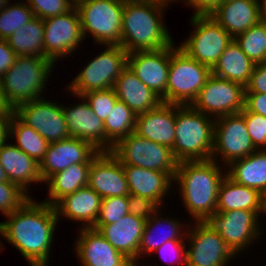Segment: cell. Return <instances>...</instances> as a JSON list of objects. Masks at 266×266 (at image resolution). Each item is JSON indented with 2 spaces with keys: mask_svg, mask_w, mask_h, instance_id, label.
I'll return each mask as SVG.
<instances>
[{
  "mask_svg": "<svg viewBox=\"0 0 266 266\" xmlns=\"http://www.w3.org/2000/svg\"><path fill=\"white\" fill-rule=\"evenodd\" d=\"M262 214L266 215V191L262 194Z\"/></svg>",
  "mask_w": 266,
  "mask_h": 266,
  "instance_id": "cell-55",
  "label": "cell"
},
{
  "mask_svg": "<svg viewBox=\"0 0 266 266\" xmlns=\"http://www.w3.org/2000/svg\"><path fill=\"white\" fill-rule=\"evenodd\" d=\"M146 220L128 214L113 224L95 225L102 236L134 266L138 265V248Z\"/></svg>",
  "mask_w": 266,
  "mask_h": 266,
  "instance_id": "cell-23",
  "label": "cell"
},
{
  "mask_svg": "<svg viewBox=\"0 0 266 266\" xmlns=\"http://www.w3.org/2000/svg\"><path fill=\"white\" fill-rule=\"evenodd\" d=\"M260 214L262 215V211L232 210L215 213L209 222L239 257L240 252L250 249L263 235V230L259 227Z\"/></svg>",
  "mask_w": 266,
  "mask_h": 266,
  "instance_id": "cell-14",
  "label": "cell"
},
{
  "mask_svg": "<svg viewBox=\"0 0 266 266\" xmlns=\"http://www.w3.org/2000/svg\"><path fill=\"white\" fill-rule=\"evenodd\" d=\"M245 93L266 94V61L255 64L248 84L245 86Z\"/></svg>",
  "mask_w": 266,
  "mask_h": 266,
  "instance_id": "cell-46",
  "label": "cell"
},
{
  "mask_svg": "<svg viewBox=\"0 0 266 266\" xmlns=\"http://www.w3.org/2000/svg\"><path fill=\"white\" fill-rule=\"evenodd\" d=\"M191 16L189 22L194 31L179 47L212 70L233 38L210 15Z\"/></svg>",
  "mask_w": 266,
  "mask_h": 266,
  "instance_id": "cell-11",
  "label": "cell"
},
{
  "mask_svg": "<svg viewBox=\"0 0 266 266\" xmlns=\"http://www.w3.org/2000/svg\"><path fill=\"white\" fill-rule=\"evenodd\" d=\"M75 7L84 38L90 33L88 37L94 38L95 45H121L124 8L121 0H86Z\"/></svg>",
  "mask_w": 266,
  "mask_h": 266,
  "instance_id": "cell-8",
  "label": "cell"
},
{
  "mask_svg": "<svg viewBox=\"0 0 266 266\" xmlns=\"http://www.w3.org/2000/svg\"><path fill=\"white\" fill-rule=\"evenodd\" d=\"M55 64L41 56H20L0 78L3 98L10 109L42 98ZM51 75V76H50Z\"/></svg>",
  "mask_w": 266,
  "mask_h": 266,
  "instance_id": "cell-5",
  "label": "cell"
},
{
  "mask_svg": "<svg viewBox=\"0 0 266 266\" xmlns=\"http://www.w3.org/2000/svg\"><path fill=\"white\" fill-rule=\"evenodd\" d=\"M13 113H4L0 115V145L9 138V124Z\"/></svg>",
  "mask_w": 266,
  "mask_h": 266,
  "instance_id": "cell-50",
  "label": "cell"
},
{
  "mask_svg": "<svg viewBox=\"0 0 266 266\" xmlns=\"http://www.w3.org/2000/svg\"><path fill=\"white\" fill-rule=\"evenodd\" d=\"M110 153L122 164L175 174L178 166L172 149L135 132L118 140Z\"/></svg>",
  "mask_w": 266,
  "mask_h": 266,
  "instance_id": "cell-9",
  "label": "cell"
},
{
  "mask_svg": "<svg viewBox=\"0 0 266 266\" xmlns=\"http://www.w3.org/2000/svg\"><path fill=\"white\" fill-rule=\"evenodd\" d=\"M5 181H8V178H7L6 174H5L4 169L0 165V182H5Z\"/></svg>",
  "mask_w": 266,
  "mask_h": 266,
  "instance_id": "cell-56",
  "label": "cell"
},
{
  "mask_svg": "<svg viewBox=\"0 0 266 266\" xmlns=\"http://www.w3.org/2000/svg\"><path fill=\"white\" fill-rule=\"evenodd\" d=\"M16 58V53L7 44L6 39L0 38V78L13 65Z\"/></svg>",
  "mask_w": 266,
  "mask_h": 266,
  "instance_id": "cell-49",
  "label": "cell"
},
{
  "mask_svg": "<svg viewBox=\"0 0 266 266\" xmlns=\"http://www.w3.org/2000/svg\"><path fill=\"white\" fill-rule=\"evenodd\" d=\"M157 4L166 6L167 8L170 6V4H173L174 2L183 1V0H155ZM169 4V5H168Z\"/></svg>",
  "mask_w": 266,
  "mask_h": 266,
  "instance_id": "cell-53",
  "label": "cell"
},
{
  "mask_svg": "<svg viewBox=\"0 0 266 266\" xmlns=\"http://www.w3.org/2000/svg\"><path fill=\"white\" fill-rule=\"evenodd\" d=\"M101 200L92 188L85 186L65 195L53 206L58 220L65 217L67 220L81 223L79 228H93L99 215Z\"/></svg>",
  "mask_w": 266,
  "mask_h": 266,
  "instance_id": "cell-24",
  "label": "cell"
},
{
  "mask_svg": "<svg viewBox=\"0 0 266 266\" xmlns=\"http://www.w3.org/2000/svg\"><path fill=\"white\" fill-rule=\"evenodd\" d=\"M87 186L101 198L130 194L123 165L110 151L100 152L92 160Z\"/></svg>",
  "mask_w": 266,
  "mask_h": 266,
  "instance_id": "cell-20",
  "label": "cell"
},
{
  "mask_svg": "<svg viewBox=\"0 0 266 266\" xmlns=\"http://www.w3.org/2000/svg\"><path fill=\"white\" fill-rule=\"evenodd\" d=\"M182 2L193 9L194 16H207L216 9L221 0H183Z\"/></svg>",
  "mask_w": 266,
  "mask_h": 266,
  "instance_id": "cell-48",
  "label": "cell"
},
{
  "mask_svg": "<svg viewBox=\"0 0 266 266\" xmlns=\"http://www.w3.org/2000/svg\"><path fill=\"white\" fill-rule=\"evenodd\" d=\"M210 17L234 39L260 21L258 0H232L220 3Z\"/></svg>",
  "mask_w": 266,
  "mask_h": 266,
  "instance_id": "cell-28",
  "label": "cell"
},
{
  "mask_svg": "<svg viewBox=\"0 0 266 266\" xmlns=\"http://www.w3.org/2000/svg\"><path fill=\"white\" fill-rule=\"evenodd\" d=\"M4 113H14L12 109L6 104L3 94H2V88L0 85V115Z\"/></svg>",
  "mask_w": 266,
  "mask_h": 266,
  "instance_id": "cell-52",
  "label": "cell"
},
{
  "mask_svg": "<svg viewBox=\"0 0 266 266\" xmlns=\"http://www.w3.org/2000/svg\"><path fill=\"white\" fill-rule=\"evenodd\" d=\"M226 169V175L236 183L254 188L261 194L266 191V149L235 160Z\"/></svg>",
  "mask_w": 266,
  "mask_h": 266,
  "instance_id": "cell-31",
  "label": "cell"
},
{
  "mask_svg": "<svg viewBox=\"0 0 266 266\" xmlns=\"http://www.w3.org/2000/svg\"><path fill=\"white\" fill-rule=\"evenodd\" d=\"M175 42L170 45L166 103L191 105L212 74L209 67L190 57Z\"/></svg>",
  "mask_w": 266,
  "mask_h": 266,
  "instance_id": "cell-6",
  "label": "cell"
},
{
  "mask_svg": "<svg viewBox=\"0 0 266 266\" xmlns=\"http://www.w3.org/2000/svg\"><path fill=\"white\" fill-rule=\"evenodd\" d=\"M0 165L8 181L17 184L28 194L31 193L29 188L33 183L44 184L40 175V164L10 143L9 139L0 145Z\"/></svg>",
  "mask_w": 266,
  "mask_h": 266,
  "instance_id": "cell-25",
  "label": "cell"
},
{
  "mask_svg": "<svg viewBox=\"0 0 266 266\" xmlns=\"http://www.w3.org/2000/svg\"><path fill=\"white\" fill-rule=\"evenodd\" d=\"M34 15L40 19L65 14L74 4L72 0H26Z\"/></svg>",
  "mask_w": 266,
  "mask_h": 266,
  "instance_id": "cell-43",
  "label": "cell"
},
{
  "mask_svg": "<svg viewBox=\"0 0 266 266\" xmlns=\"http://www.w3.org/2000/svg\"><path fill=\"white\" fill-rule=\"evenodd\" d=\"M90 165L91 163H76L52 175L45 182L48 187V199L42 202L53 206L65 195L87 186Z\"/></svg>",
  "mask_w": 266,
  "mask_h": 266,
  "instance_id": "cell-33",
  "label": "cell"
},
{
  "mask_svg": "<svg viewBox=\"0 0 266 266\" xmlns=\"http://www.w3.org/2000/svg\"><path fill=\"white\" fill-rule=\"evenodd\" d=\"M215 119L191 105L176 104L175 142L172 153L178 163L211 159Z\"/></svg>",
  "mask_w": 266,
  "mask_h": 266,
  "instance_id": "cell-4",
  "label": "cell"
},
{
  "mask_svg": "<svg viewBox=\"0 0 266 266\" xmlns=\"http://www.w3.org/2000/svg\"><path fill=\"white\" fill-rule=\"evenodd\" d=\"M9 140L14 138L19 149L41 163L47 152L49 142L32 127L23 123L14 113L9 124Z\"/></svg>",
  "mask_w": 266,
  "mask_h": 266,
  "instance_id": "cell-35",
  "label": "cell"
},
{
  "mask_svg": "<svg viewBox=\"0 0 266 266\" xmlns=\"http://www.w3.org/2000/svg\"><path fill=\"white\" fill-rule=\"evenodd\" d=\"M165 10L157 3H124L120 46L130 53L172 45L175 41L162 18Z\"/></svg>",
  "mask_w": 266,
  "mask_h": 266,
  "instance_id": "cell-3",
  "label": "cell"
},
{
  "mask_svg": "<svg viewBox=\"0 0 266 266\" xmlns=\"http://www.w3.org/2000/svg\"><path fill=\"white\" fill-rule=\"evenodd\" d=\"M100 153L91 143L78 138L51 142L43 161L40 175L45 183L52 175L76 163H91Z\"/></svg>",
  "mask_w": 266,
  "mask_h": 266,
  "instance_id": "cell-18",
  "label": "cell"
},
{
  "mask_svg": "<svg viewBox=\"0 0 266 266\" xmlns=\"http://www.w3.org/2000/svg\"><path fill=\"white\" fill-rule=\"evenodd\" d=\"M11 0H0V11L3 10Z\"/></svg>",
  "mask_w": 266,
  "mask_h": 266,
  "instance_id": "cell-57",
  "label": "cell"
},
{
  "mask_svg": "<svg viewBox=\"0 0 266 266\" xmlns=\"http://www.w3.org/2000/svg\"><path fill=\"white\" fill-rule=\"evenodd\" d=\"M7 44L20 56L44 57V24L43 19L35 16L22 28L15 31L7 39Z\"/></svg>",
  "mask_w": 266,
  "mask_h": 266,
  "instance_id": "cell-34",
  "label": "cell"
},
{
  "mask_svg": "<svg viewBox=\"0 0 266 266\" xmlns=\"http://www.w3.org/2000/svg\"><path fill=\"white\" fill-rule=\"evenodd\" d=\"M169 65L170 46L159 50L128 53L127 66L165 103Z\"/></svg>",
  "mask_w": 266,
  "mask_h": 266,
  "instance_id": "cell-17",
  "label": "cell"
},
{
  "mask_svg": "<svg viewBox=\"0 0 266 266\" xmlns=\"http://www.w3.org/2000/svg\"><path fill=\"white\" fill-rule=\"evenodd\" d=\"M228 1H232V0H221V3H225V2H228Z\"/></svg>",
  "mask_w": 266,
  "mask_h": 266,
  "instance_id": "cell-59",
  "label": "cell"
},
{
  "mask_svg": "<svg viewBox=\"0 0 266 266\" xmlns=\"http://www.w3.org/2000/svg\"><path fill=\"white\" fill-rule=\"evenodd\" d=\"M160 206L148 197L136 196L133 194L128 195V211L129 214L148 220L158 210Z\"/></svg>",
  "mask_w": 266,
  "mask_h": 266,
  "instance_id": "cell-45",
  "label": "cell"
},
{
  "mask_svg": "<svg viewBox=\"0 0 266 266\" xmlns=\"http://www.w3.org/2000/svg\"><path fill=\"white\" fill-rule=\"evenodd\" d=\"M244 100L245 87L211 74L191 106L217 119L225 115L240 113L244 108Z\"/></svg>",
  "mask_w": 266,
  "mask_h": 266,
  "instance_id": "cell-13",
  "label": "cell"
},
{
  "mask_svg": "<svg viewBox=\"0 0 266 266\" xmlns=\"http://www.w3.org/2000/svg\"><path fill=\"white\" fill-rule=\"evenodd\" d=\"M35 17L25 0L9 3L0 11V38L7 39Z\"/></svg>",
  "mask_w": 266,
  "mask_h": 266,
  "instance_id": "cell-38",
  "label": "cell"
},
{
  "mask_svg": "<svg viewBox=\"0 0 266 266\" xmlns=\"http://www.w3.org/2000/svg\"><path fill=\"white\" fill-rule=\"evenodd\" d=\"M256 150L249 136L244 117L240 113L215 119L212 160L219 164L222 162L221 164L226 167L233 161L242 159Z\"/></svg>",
  "mask_w": 266,
  "mask_h": 266,
  "instance_id": "cell-12",
  "label": "cell"
},
{
  "mask_svg": "<svg viewBox=\"0 0 266 266\" xmlns=\"http://www.w3.org/2000/svg\"><path fill=\"white\" fill-rule=\"evenodd\" d=\"M123 3H156L155 0H121Z\"/></svg>",
  "mask_w": 266,
  "mask_h": 266,
  "instance_id": "cell-54",
  "label": "cell"
},
{
  "mask_svg": "<svg viewBox=\"0 0 266 266\" xmlns=\"http://www.w3.org/2000/svg\"><path fill=\"white\" fill-rule=\"evenodd\" d=\"M186 243L184 240H170L165 242L153 253L160 254L161 259L171 265L186 266ZM173 259V261H172Z\"/></svg>",
  "mask_w": 266,
  "mask_h": 266,
  "instance_id": "cell-44",
  "label": "cell"
},
{
  "mask_svg": "<svg viewBox=\"0 0 266 266\" xmlns=\"http://www.w3.org/2000/svg\"><path fill=\"white\" fill-rule=\"evenodd\" d=\"M104 47L107 48L91 59L65 87L73 96L113 88L115 81L127 67L128 53L120 45Z\"/></svg>",
  "mask_w": 266,
  "mask_h": 266,
  "instance_id": "cell-7",
  "label": "cell"
},
{
  "mask_svg": "<svg viewBox=\"0 0 266 266\" xmlns=\"http://www.w3.org/2000/svg\"><path fill=\"white\" fill-rule=\"evenodd\" d=\"M32 196L13 182H0V212L5 217L20 209Z\"/></svg>",
  "mask_w": 266,
  "mask_h": 266,
  "instance_id": "cell-39",
  "label": "cell"
},
{
  "mask_svg": "<svg viewBox=\"0 0 266 266\" xmlns=\"http://www.w3.org/2000/svg\"><path fill=\"white\" fill-rule=\"evenodd\" d=\"M249 132V136L257 150L266 149V117L251 111L245 107L240 112Z\"/></svg>",
  "mask_w": 266,
  "mask_h": 266,
  "instance_id": "cell-42",
  "label": "cell"
},
{
  "mask_svg": "<svg viewBox=\"0 0 266 266\" xmlns=\"http://www.w3.org/2000/svg\"><path fill=\"white\" fill-rule=\"evenodd\" d=\"M44 98L24 102L13 112L49 143L71 138L62 112V104Z\"/></svg>",
  "mask_w": 266,
  "mask_h": 266,
  "instance_id": "cell-16",
  "label": "cell"
},
{
  "mask_svg": "<svg viewBox=\"0 0 266 266\" xmlns=\"http://www.w3.org/2000/svg\"><path fill=\"white\" fill-rule=\"evenodd\" d=\"M128 214V196L102 198L95 225L113 224Z\"/></svg>",
  "mask_w": 266,
  "mask_h": 266,
  "instance_id": "cell-40",
  "label": "cell"
},
{
  "mask_svg": "<svg viewBox=\"0 0 266 266\" xmlns=\"http://www.w3.org/2000/svg\"><path fill=\"white\" fill-rule=\"evenodd\" d=\"M239 209L262 211V194L254 188L236 183L226 175L218 190L216 213Z\"/></svg>",
  "mask_w": 266,
  "mask_h": 266,
  "instance_id": "cell-30",
  "label": "cell"
},
{
  "mask_svg": "<svg viewBox=\"0 0 266 266\" xmlns=\"http://www.w3.org/2000/svg\"><path fill=\"white\" fill-rule=\"evenodd\" d=\"M259 20L266 25V0H258Z\"/></svg>",
  "mask_w": 266,
  "mask_h": 266,
  "instance_id": "cell-51",
  "label": "cell"
},
{
  "mask_svg": "<svg viewBox=\"0 0 266 266\" xmlns=\"http://www.w3.org/2000/svg\"><path fill=\"white\" fill-rule=\"evenodd\" d=\"M118 100L124 102L136 115L156 108L161 98L147 87L127 66L114 83Z\"/></svg>",
  "mask_w": 266,
  "mask_h": 266,
  "instance_id": "cell-29",
  "label": "cell"
},
{
  "mask_svg": "<svg viewBox=\"0 0 266 266\" xmlns=\"http://www.w3.org/2000/svg\"><path fill=\"white\" fill-rule=\"evenodd\" d=\"M83 1H86V0H72V3L75 6V5H77V4H79V3L83 2Z\"/></svg>",
  "mask_w": 266,
  "mask_h": 266,
  "instance_id": "cell-58",
  "label": "cell"
},
{
  "mask_svg": "<svg viewBox=\"0 0 266 266\" xmlns=\"http://www.w3.org/2000/svg\"><path fill=\"white\" fill-rule=\"evenodd\" d=\"M82 97L89 104L94 114H96L103 122L106 120L109 112L118 100L113 88L90 91L83 94Z\"/></svg>",
  "mask_w": 266,
  "mask_h": 266,
  "instance_id": "cell-41",
  "label": "cell"
},
{
  "mask_svg": "<svg viewBox=\"0 0 266 266\" xmlns=\"http://www.w3.org/2000/svg\"><path fill=\"white\" fill-rule=\"evenodd\" d=\"M43 24L44 57L54 64L63 57L71 56L82 41L86 40L75 6L65 14L43 19Z\"/></svg>",
  "mask_w": 266,
  "mask_h": 266,
  "instance_id": "cell-15",
  "label": "cell"
},
{
  "mask_svg": "<svg viewBox=\"0 0 266 266\" xmlns=\"http://www.w3.org/2000/svg\"><path fill=\"white\" fill-rule=\"evenodd\" d=\"M255 64L243 53L233 39L211 70L212 74L245 87L252 75Z\"/></svg>",
  "mask_w": 266,
  "mask_h": 266,
  "instance_id": "cell-32",
  "label": "cell"
},
{
  "mask_svg": "<svg viewBox=\"0 0 266 266\" xmlns=\"http://www.w3.org/2000/svg\"><path fill=\"white\" fill-rule=\"evenodd\" d=\"M222 167L212 159L178 163L173 182L194 222L209 221L216 213L218 190L226 176Z\"/></svg>",
  "mask_w": 266,
  "mask_h": 266,
  "instance_id": "cell-2",
  "label": "cell"
},
{
  "mask_svg": "<svg viewBox=\"0 0 266 266\" xmlns=\"http://www.w3.org/2000/svg\"><path fill=\"white\" fill-rule=\"evenodd\" d=\"M74 251L80 266H134L93 228H80Z\"/></svg>",
  "mask_w": 266,
  "mask_h": 266,
  "instance_id": "cell-19",
  "label": "cell"
},
{
  "mask_svg": "<svg viewBox=\"0 0 266 266\" xmlns=\"http://www.w3.org/2000/svg\"><path fill=\"white\" fill-rule=\"evenodd\" d=\"M158 210L152 217H150L144 226L143 234L141 236V241L138 248V264L141 266V261L143 257L149 258L150 255H153V252L163 245L165 242L170 240H185L186 241V232L189 224L183 225L181 220L169 218L168 216L160 217L162 213ZM168 217V218H167ZM175 218V219H174ZM185 227V229H184ZM160 231V229H162ZM163 232V233H162ZM150 254V255H149ZM146 255V256H143ZM147 255L149 257H147ZM143 256V257H142Z\"/></svg>",
  "mask_w": 266,
  "mask_h": 266,
  "instance_id": "cell-27",
  "label": "cell"
},
{
  "mask_svg": "<svg viewBox=\"0 0 266 266\" xmlns=\"http://www.w3.org/2000/svg\"><path fill=\"white\" fill-rule=\"evenodd\" d=\"M75 97L81 99L79 104H62V112L71 137L87 141L100 152H105L104 122L94 114L82 96Z\"/></svg>",
  "mask_w": 266,
  "mask_h": 266,
  "instance_id": "cell-21",
  "label": "cell"
},
{
  "mask_svg": "<svg viewBox=\"0 0 266 266\" xmlns=\"http://www.w3.org/2000/svg\"><path fill=\"white\" fill-rule=\"evenodd\" d=\"M123 168L130 194L148 197L154 200L161 208L164 206L165 197L171 193L169 192L173 190L171 188H174L175 174H166L133 165H123Z\"/></svg>",
  "mask_w": 266,
  "mask_h": 266,
  "instance_id": "cell-26",
  "label": "cell"
},
{
  "mask_svg": "<svg viewBox=\"0 0 266 266\" xmlns=\"http://www.w3.org/2000/svg\"><path fill=\"white\" fill-rule=\"evenodd\" d=\"M176 104L162 102L156 108L136 115L134 132L170 149L175 142Z\"/></svg>",
  "mask_w": 266,
  "mask_h": 266,
  "instance_id": "cell-22",
  "label": "cell"
},
{
  "mask_svg": "<svg viewBox=\"0 0 266 266\" xmlns=\"http://www.w3.org/2000/svg\"><path fill=\"white\" fill-rule=\"evenodd\" d=\"M244 107L266 117V94L245 93Z\"/></svg>",
  "mask_w": 266,
  "mask_h": 266,
  "instance_id": "cell-47",
  "label": "cell"
},
{
  "mask_svg": "<svg viewBox=\"0 0 266 266\" xmlns=\"http://www.w3.org/2000/svg\"><path fill=\"white\" fill-rule=\"evenodd\" d=\"M136 114L122 101L117 100L104 121L105 152L123 137L135 130Z\"/></svg>",
  "mask_w": 266,
  "mask_h": 266,
  "instance_id": "cell-36",
  "label": "cell"
},
{
  "mask_svg": "<svg viewBox=\"0 0 266 266\" xmlns=\"http://www.w3.org/2000/svg\"><path fill=\"white\" fill-rule=\"evenodd\" d=\"M186 239V266H229L237 258L209 221H191Z\"/></svg>",
  "mask_w": 266,
  "mask_h": 266,
  "instance_id": "cell-10",
  "label": "cell"
},
{
  "mask_svg": "<svg viewBox=\"0 0 266 266\" xmlns=\"http://www.w3.org/2000/svg\"><path fill=\"white\" fill-rule=\"evenodd\" d=\"M6 219L0 222V236L15 247L30 266H48L54 233L60 222L54 206L36 202L32 197ZM3 247L0 242L1 251Z\"/></svg>",
  "mask_w": 266,
  "mask_h": 266,
  "instance_id": "cell-1",
  "label": "cell"
},
{
  "mask_svg": "<svg viewBox=\"0 0 266 266\" xmlns=\"http://www.w3.org/2000/svg\"><path fill=\"white\" fill-rule=\"evenodd\" d=\"M234 40L254 64L266 61V25L262 22L251 26Z\"/></svg>",
  "mask_w": 266,
  "mask_h": 266,
  "instance_id": "cell-37",
  "label": "cell"
}]
</instances>
